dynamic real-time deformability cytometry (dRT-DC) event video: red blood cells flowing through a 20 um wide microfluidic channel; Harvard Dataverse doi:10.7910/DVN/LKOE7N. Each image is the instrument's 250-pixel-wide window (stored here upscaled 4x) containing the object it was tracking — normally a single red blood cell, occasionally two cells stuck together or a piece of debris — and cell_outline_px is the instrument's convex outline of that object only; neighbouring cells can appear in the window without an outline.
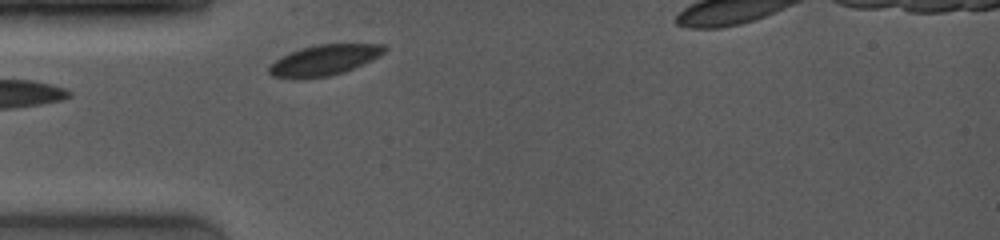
{"species": "common noctule bat (a hibernating species)", "species_latin": "Nyctalus noctula", "temperature_condition": "room temperature", "stored_images_in_passage": 22, "camera_frame_rate_fps": 4000, "um_per_image_px": 0.085, "animal": {"sex": "female", "body_mass_g": 19.0, "forearm_length_mm": 53.3}, "frame": {"image": 1, "passage_image": 1, "time_ms": 0.0, "image_size_px": [1000, 240], "cell_outline_px": [[388, 48], [380, 56], [372, 60], [344, 72], [328, 76], [296, 80], [272, 76], [268, 72], [268, 68], [280, 56], [300, 48], [316, 44], [384, 44]], "centroid_in_image_um": [27.54, 5.12], "position_along_channel_um": 57.5, "area_um2": 20.81}}